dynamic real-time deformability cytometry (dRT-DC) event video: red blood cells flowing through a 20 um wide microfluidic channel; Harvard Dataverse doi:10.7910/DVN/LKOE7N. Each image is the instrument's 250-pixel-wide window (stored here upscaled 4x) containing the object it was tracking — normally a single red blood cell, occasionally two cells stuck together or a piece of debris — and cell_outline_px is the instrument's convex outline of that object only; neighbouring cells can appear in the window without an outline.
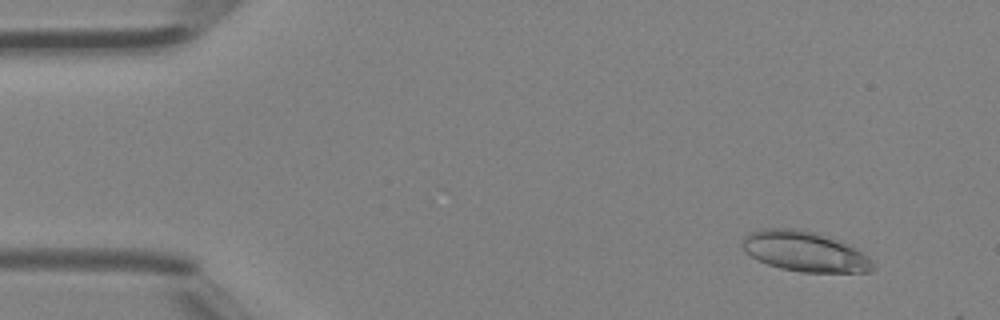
{"species": "Egyptian fruit bat (a non-hibernating species)", "species_latin": "Rousettus aegyptiacus", "temperature_condition": "room temperature", "stored_images_in_passage": 5, "camera_frame_rate_fps": 3000, "um_per_image_px": 0.085, "animal": {"sex": "female"}, "frame": {"image": 1, "passage_image": 2, "time_ms": 0.333, "image_size_px": [1000, 320], "cell_outline_px": [[876, 268], [868, 272], [800, 272], [780, 268], [768, 264], [752, 256], [744, 248], [744, 236], [760, 228], [800, 228], [816, 232], [844, 244], [868, 256]], "centroid_in_image_um": [68.4, 21.37], "position_along_channel_um": 16.6, "area_um2": 30.0}}